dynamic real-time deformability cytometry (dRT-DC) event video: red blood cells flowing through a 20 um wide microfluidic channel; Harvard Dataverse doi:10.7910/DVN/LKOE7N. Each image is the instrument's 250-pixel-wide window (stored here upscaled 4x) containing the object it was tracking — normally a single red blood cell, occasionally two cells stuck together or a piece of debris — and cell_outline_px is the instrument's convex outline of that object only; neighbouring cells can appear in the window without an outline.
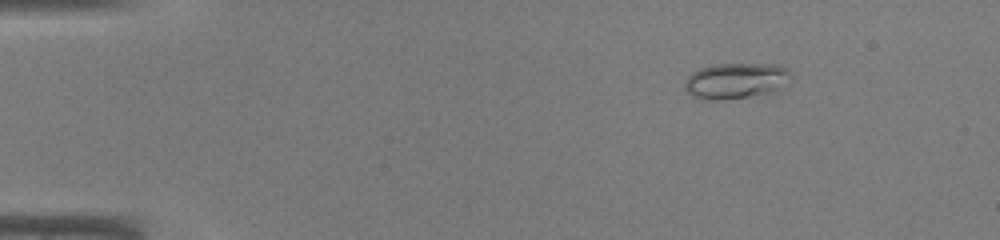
{"species": "common noctule bat (a hibernating species)", "species_latin": "Nyctalus noctula", "temperature_condition": "warm", "stored_images_in_passage": 40, "camera_frame_rate_fps": 3000, "um_per_image_px": 0.085, "animal": {"sex": "male", "body_mass_g": 19.0, "forearm_length_mm": 50.8}, "frame": {"image": 1, "passage_image": 1, "time_ms": 0.0, "image_size_px": [1000, 240], "cell_outline_px": [[792, 76], [776, 92], [748, 96], [716, 100], [692, 96], [684, 88], [684, 84], [688, 76], [692, 72], [700, 68], [712, 64], [780, 64]], "centroid_in_image_um": [62.54, 6.85], "position_along_channel_um": 22.5, "area_um2": 21.96}}
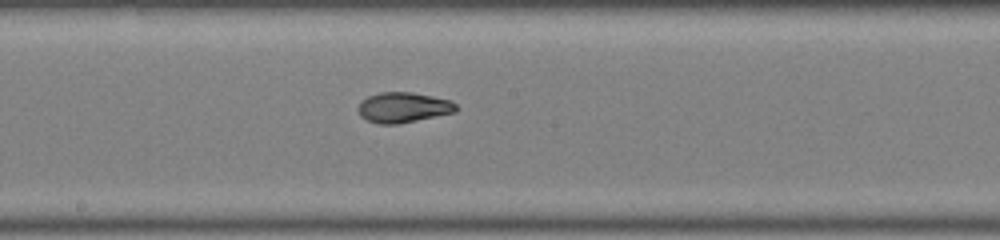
{"frame": {"image": 2, "passage_image": 20, "time_ms": 6.333, "image_size_px": [1000, 240], "cell_outline_px": [[456, 112], [400, 124], [380, 124], [368, 120], [360, 116], [356, 108], [360, 100], [368, 96], [380, 92], [412, 92], [452, 100], [456, 104]], "centroid_in_image_um": [34.25, 9.13], "position_along_channel_um": 213.9, "area_um2": 17.51}}
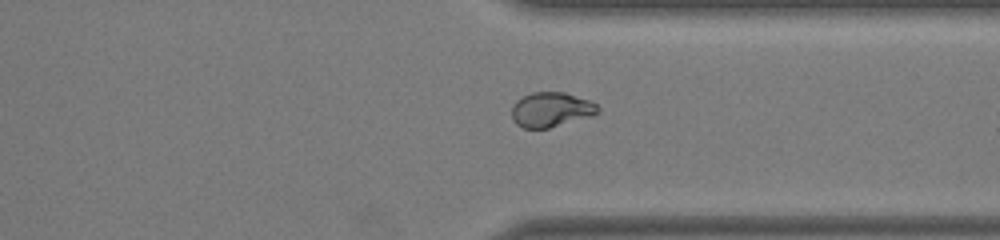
{"frame": {"image": 3, "passage_image": 30, "time_ms": 9.667, "image_size_px": [1000, 240], "cell_outline_px": [[600, 112], [592, 116], [548, 128], [524, 128], [516, 124], [512, 116], [512, 108], [516, 100], [532, 92], [564, 92], [588, 100], [596, 104], [600, 108]], "centroid_in_image_um": [46.85, 9.32], "position_along_channel_um": 364.5, "area_um2": 17.34}}